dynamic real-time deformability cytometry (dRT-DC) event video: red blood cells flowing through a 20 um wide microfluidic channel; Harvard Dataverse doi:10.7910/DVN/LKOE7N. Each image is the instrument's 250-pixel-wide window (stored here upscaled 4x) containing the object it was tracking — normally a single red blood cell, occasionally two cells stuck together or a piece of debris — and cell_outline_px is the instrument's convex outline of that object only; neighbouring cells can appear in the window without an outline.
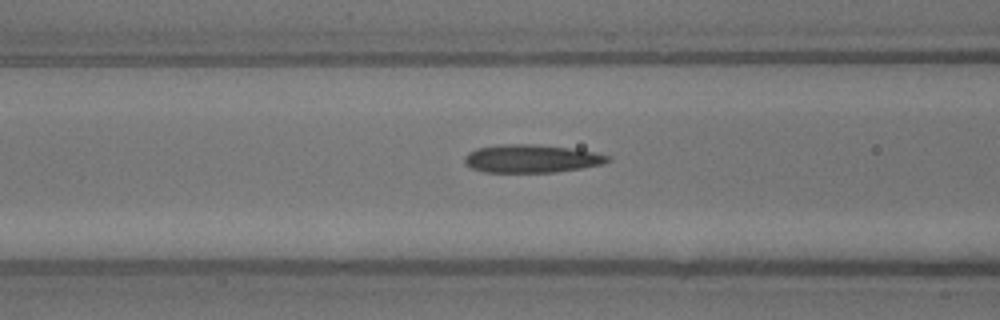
{"species": "common noctule bat (a hibernating species)", "species_latin": "Nyctalus noctula", "temperature_condition": "warm", "stored_images_in_passage": 6, "camera_frame_rate_fps": 3000, "um_per_image_px": 0.085, "animal": {"sex": "male", "body_mass_g": 13.3}, "frame": {"image": 1, "passage_image": 5, "time_ms": 1.333, "image_size_px": [1000, 320], "cell_outline_px": [[612, 160], [604, 164], [556, 172], [484, 172], [472, 168], [464, 164], [464, 156], [468, 152], [476, 148], [504, 144], [532, 144], [568, 148], [592, 152], [608, 156]], "centroid_in_image_um": [45.13, 13.49], "position_along_channel_um": 121.5, "area_um2": 23.29}}